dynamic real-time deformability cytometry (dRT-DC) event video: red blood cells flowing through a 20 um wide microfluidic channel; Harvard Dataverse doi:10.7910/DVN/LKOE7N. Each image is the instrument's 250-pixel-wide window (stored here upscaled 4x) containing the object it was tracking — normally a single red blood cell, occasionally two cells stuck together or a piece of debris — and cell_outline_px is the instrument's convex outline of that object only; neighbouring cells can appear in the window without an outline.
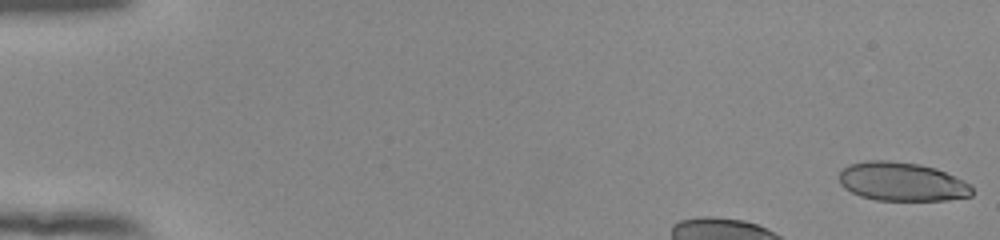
{"species": "human", "species_latin": "Homo sapiens", "temperature_condition": "room temperature", "stored_images_in_passage": 11, "camera_frame_rate_fps": 3000, "um_per_image_px": 0.085, "donor": {"sex": "female"}, "frame": {"image": 1, "passage_image": 1, "time_ms": 0.0, "image_size_px": [1000, 240], "cell_outline_px": [[972, 196], [948, 200], [876, 200], [860, 196], [844, 188], [840, 184], [840, 172], [848, 164], [868, 160], [888, 160], [920, 164], [936, 168], [964, 180], [972, 184]], "centroid_in_image_um": [76.68, 15.44], "position_along_channel_um": 8.3, "area_um2": 30.23}}